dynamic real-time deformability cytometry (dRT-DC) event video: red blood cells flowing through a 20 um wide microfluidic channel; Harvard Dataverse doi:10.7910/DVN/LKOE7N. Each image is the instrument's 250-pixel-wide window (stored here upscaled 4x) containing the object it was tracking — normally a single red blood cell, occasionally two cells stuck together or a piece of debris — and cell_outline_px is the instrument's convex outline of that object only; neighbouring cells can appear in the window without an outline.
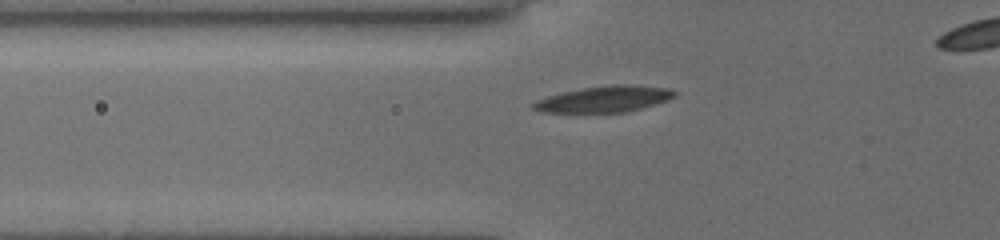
{"species": "common noctule bat (a hibernating species)", "species_latin": "Nyctalus noctula", "temperature_condition": "cold", "stored_images_in_passage": 23, "camera_frame_rate_fps": 3000, "um_per_image_px": 0.085, "animal": {"sex": "female", "body_mass_g": 19.5, "forearm_length_mm": 54.1}, "frame": {"image": 1, "passage_image": 2, "time_ms": 0.333, "image_size_px": [1000, 240], "cell_outline_px": [[676, 96], [628, 112], [584, 116], [576, 116], [540, 112], [532, 108], [532, 104], [536, 100], [548, 96], [580, 88], [612, 84], [628, 84], [668, 88], [676, 92]], "centroid_in_image_um": [51.22, 8.49], "position_along_channel_um": 74.6, "area_um2": 22.66}}
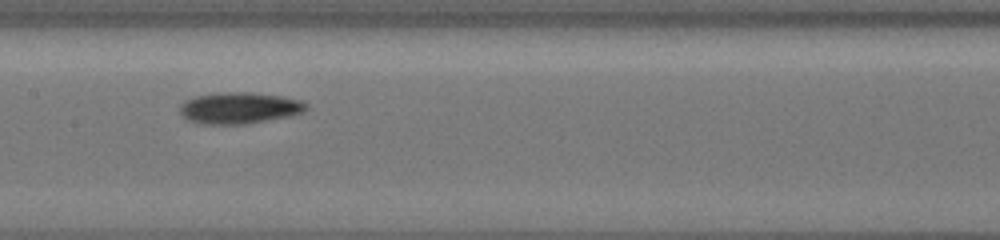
{"frame": {"image": 2, "passage_image": 7, "time_ms": 3.333, "image_size_px": [1000, 240], "cell_outline_px": [[308, 108], [300, 112], [288, 116], [244, 124], [196, 124], [188, 120], [180, 112], [180, 104], [184, 100], [196, 96], [216, 92], [252, 92], [280, 96], [300, 100], [308, 104]], "centroid_in_image_um": [20.29, 9.17], "position_along_channel_um": 187.1, "area_um2": 23.12}}
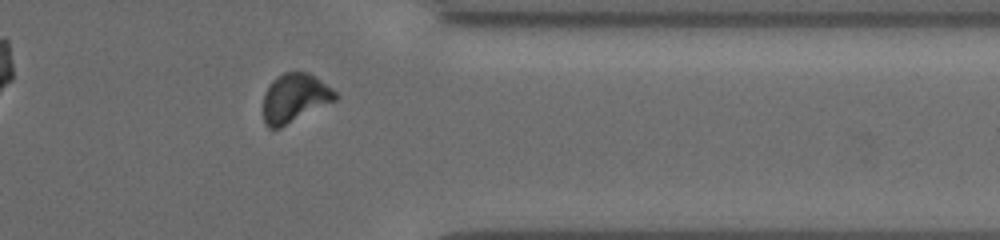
{"frame": {"image": 3, "passage_image": 20, "time_ms": 8.667, "image_size_px": [1000, 240], "cell_outline_px": [[340, 96], [336, 100], [280, 128], [268, 128], [264, 120], [264, 96], [272, 80], [276, 76], [284, 72], [308, 72], [316, 76], [332, 88]], "centroid_in_image_um": [25.08, 8.31], "position_along_channel_um": 386.3, "area_um2": 20.46}}